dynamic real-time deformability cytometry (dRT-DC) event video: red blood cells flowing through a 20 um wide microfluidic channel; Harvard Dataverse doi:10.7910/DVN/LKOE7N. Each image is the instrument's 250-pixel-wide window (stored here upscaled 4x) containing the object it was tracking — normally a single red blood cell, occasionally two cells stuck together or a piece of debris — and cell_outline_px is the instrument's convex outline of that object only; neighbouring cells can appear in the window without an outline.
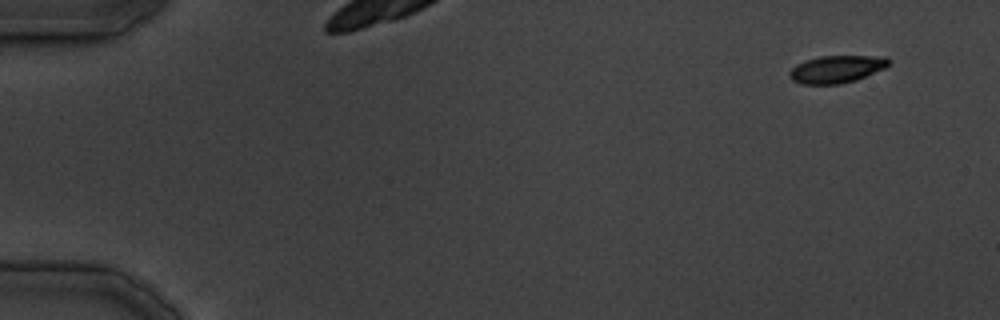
{"species": "common noctule bat (a hibernating species)", "species_latin": "Nyctalus noctula", "temperature_condition": "cold", "stored_images_in_passage": 29, "camera_frame_rate_fps": 3000, "um_per_image_px": 0.085, "animal": {"sex": "male", "body_mass_g": 19.5, "forearm_length_mm": 54.6}, "frame": {"image": 1, "passage_image": 1, "time_ms": 0.0, "image_size_px": [1000, 320], "cell_outline_px": [[888, 64], [884, 68], [856, 80], [840, 84], [800, 84], [792, 80], [788, 76], [788, 72], [796, 64], [820, 56], [888, 56]], "centroid_in_image_um": [71.07, 5.88], "position_along_channel_um": 13.9, "area_um2": 15.78}}